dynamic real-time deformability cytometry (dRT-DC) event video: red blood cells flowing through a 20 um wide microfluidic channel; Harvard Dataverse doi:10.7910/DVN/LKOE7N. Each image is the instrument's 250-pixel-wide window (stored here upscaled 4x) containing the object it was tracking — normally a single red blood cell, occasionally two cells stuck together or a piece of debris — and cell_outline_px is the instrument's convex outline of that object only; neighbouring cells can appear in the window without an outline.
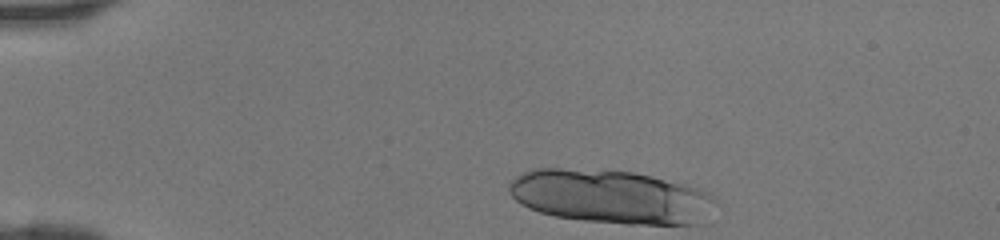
{"species": "human", "species_latin": "Homo sapiens", "temperature_condition": "room temperature", "stored_images_in_passage": 32, "segment_of_instrument_passage": [1, 2], "camera_frame_rate_fps": 3000, "um_per_image_px": 0.085, "donor": {"sex": "female"}, "frame": {"image": 1, "passage_image": 1, "time_ms": 0.0, "image_size_px": [1000, 240], "cell_outline_px": [[716, 200], [696, 224], [628, 224], [584, 220], [556, 216], [540, 212], [528, 208], [520, 204], [508, 192], [508, 184], [516, 176], [532, 168], [560, 168], [632, 172], [652, 176], [688, 184], [700, 188], [708, 192]], "centroid_in_image_um": [51.85, 16.7], "position_along_channel_um": 33.2, "area_um2": 64.27}}